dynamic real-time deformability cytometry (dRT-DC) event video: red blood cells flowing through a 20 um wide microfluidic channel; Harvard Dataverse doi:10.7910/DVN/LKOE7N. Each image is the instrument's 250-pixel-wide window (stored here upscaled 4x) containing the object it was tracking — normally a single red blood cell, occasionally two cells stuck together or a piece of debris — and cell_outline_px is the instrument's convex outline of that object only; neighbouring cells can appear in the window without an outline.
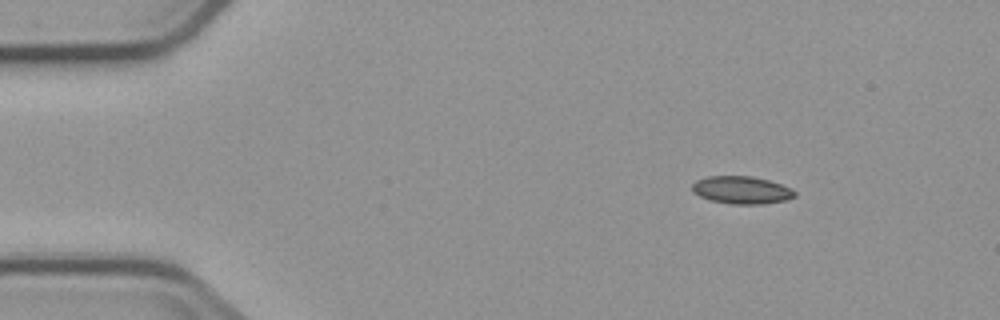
{"species": "common noctule bat (a hibernating species)", "species_latin": "Nyctalus noctula", "temperature_condition": "cold", "stored_images_in_passage": 6, "camera_frame_rate_fps": 3000, "um_per_image_px": 0.085, "animal": {"sex": "male", "body_mass_g": 23.1, "forearm_length_mm": 52.7}, "frame": {"image": 1, "passage_image": 2, "time_ms": 1.333, "image_size_px": [1000, 320], "cell_outline_px": [[796, 196], [784, 200], [760, 204], [732, 204], [712, 200], [700, 196], [692, 192], [692, 184], [696, 180], [708, 176], [752, 176], [768, 180], [792, 188], [796, 192]], "centroid_in_image_um": [63.03, 16.14], "position_along_channel_um": 22.0, "area_um2": 16.42}}
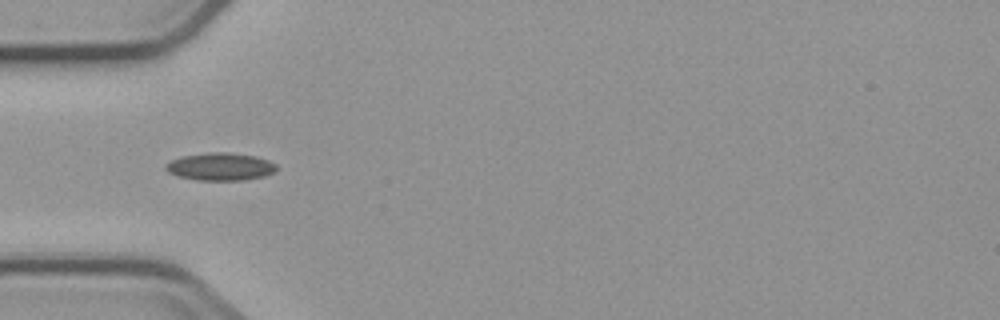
{"frame": {"image": 2, "passage_image": 5, "time_ms": 4.667, "image_size_px": [1000, 320], "cell_outline_px": [[276, 172], [264, 176], [244, 180], [196, 180], [176, 176], [168, 172], [164, 168], [164, 164], [180, 156], [208, 152], [228, 152], [256, 156], [268, 160], [276, 164]], "centroid_in_image_um": [18.7, 14.16], "position_along_channel_um": 66.3, "area_um2": 18.09}}
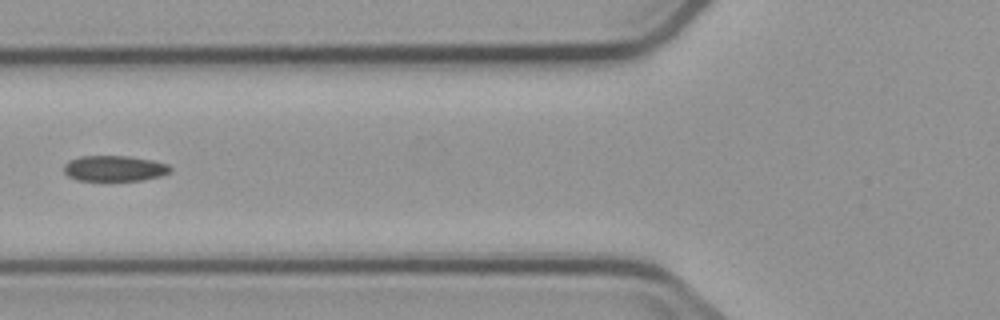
{"frame": {"image": 3, "passage_image": 6, "time_ms": 6.0, "image_size_px": [1000, 320], "cell_outline_px": [[172, 172], [160, 176], [144, 180], [76, 180], [68, 176], [64, 172], [64, 164], [68, 160], [80, 156], [128, 156], [152, 160], [168, 164], [172, 168]], "centroid_in_image_um": [9.73, 14.31], "position_along_channel_um": 116.1, "area_um2": 16.01}}